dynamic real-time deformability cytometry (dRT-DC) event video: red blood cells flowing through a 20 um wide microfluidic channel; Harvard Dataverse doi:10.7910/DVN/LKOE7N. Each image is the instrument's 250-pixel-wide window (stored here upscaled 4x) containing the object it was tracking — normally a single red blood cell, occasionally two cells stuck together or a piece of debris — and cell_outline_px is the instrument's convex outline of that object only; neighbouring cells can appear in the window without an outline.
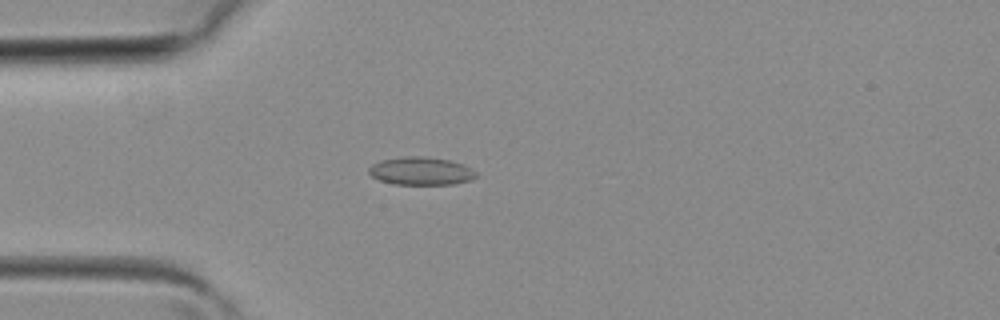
{"species": "common noctule bat (a hibernating species)", "species_latin": "Nyctalus noctula", "temperature_condition": "room temperature", "stored_images_in_passage": 32, "camera_frame_rate_fps": 3000, "um_per_image_px": 0.085, "animal": {"sex": "female", "body_mass_g": 19.3, "forearm_length_mm": 54.1}, "frame": {"image": 1, "passage_image": 4, "time_ms": 1.0, "image_size_px": [1000, 320], "cell_outline_px": [[480, 176], [468, 180], [452, 184], [392, 184], [380, 180], [372, 176], [368, 172], [368, 168], [372, 164], [380, 160], [400, 156], [428, 156], [448, 160], [464, 164], [472, 168]], "centroid_in_image_um": [35.78, 14.52], "position_along_channel_um": 49.2, "area_um2": 17.69}}
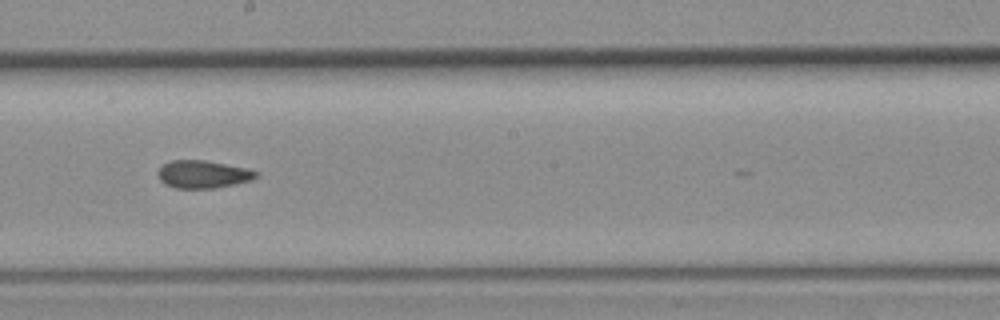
{"frame": {"image": 2, "passage_image": 15, "time_ms": 4.667, "image_size_px": [1000, 320], "cell_outline_px": [[260, 176], [248, 180], [232, 184], [212, 188], [176, 188], [164, 184], [160, 180], [156, 172], [164, 164], [172, 160], [204, 160], [248, 168], [260, 172]], "centroid_in_image_um": [17.24, 14.8], "position_along_channel_um": 231.0, "area_um2": 15.78}}
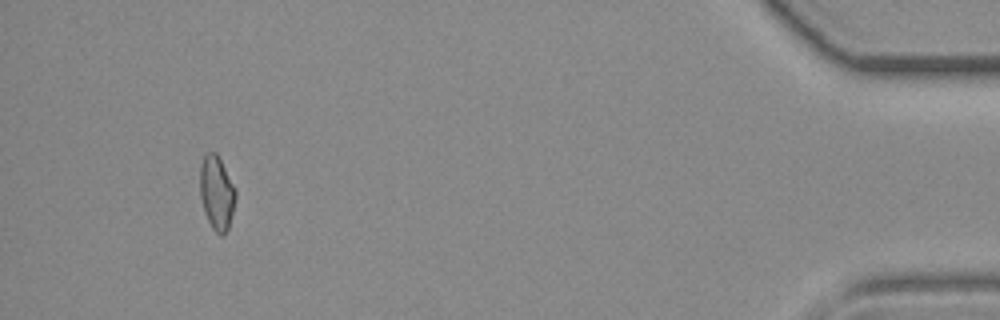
{"frame": {"image": 3, "passage_image": 30, "time_ms": 9.667, "image_size_px": [1000, 320], "cell_outline_px": [[236, 196], [228, 228], [224, 236], [220, 236], [212, 228], [204, 212], [200, 196], [200, 164], [204, 156], [208, 152], [216, 152], [236, 188]], "centroid_in_image_um": [18.41, 16.39], "position_along_channel_um": 416.8, "area_um2": 15.37}}